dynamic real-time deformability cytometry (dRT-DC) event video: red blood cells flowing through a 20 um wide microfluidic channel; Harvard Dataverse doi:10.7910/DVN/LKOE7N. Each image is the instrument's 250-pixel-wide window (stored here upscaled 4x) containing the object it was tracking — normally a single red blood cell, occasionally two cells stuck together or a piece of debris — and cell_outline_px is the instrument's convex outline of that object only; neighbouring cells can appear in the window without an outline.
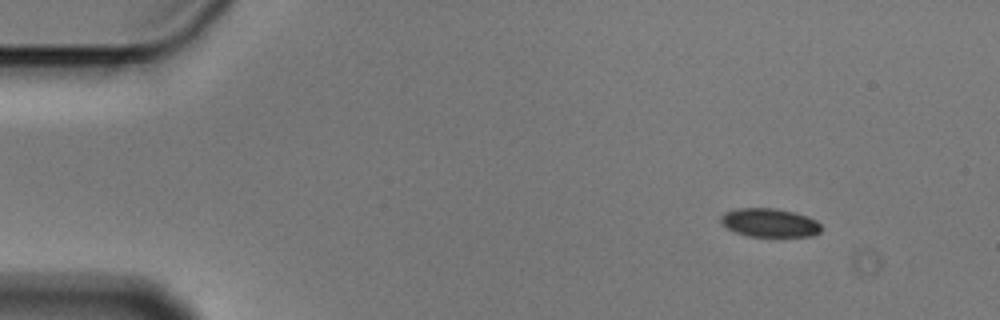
{"species": "Egyptian fruit bat (a non-hibernating species)", "species_latin": "Rousettus aegyptiacus", "temperature_condition": "cold", "stored_images_in_passage": 5, "segment_of_instrument_passage": [1, 2], "camera_frame_rate_fps": 3000, "um_per_image_px": 0.085, "animal": {"sex": "male"}, "frame": {"image": 1, "passage_image": 1, "time_ms": 0.0, "image_size_px": [1000, 320], "cell_outline_px": [[820, 232], [812, 236], [748, 236], [736, 232], [728, 228], [720, 220], [720, 216], [724, 212], [736, 208], [776, 208], [808, 216], [816, 220], [820, 224]], "centroid_in_image_um": [65.41, 18.92], "position_along_channel_um": 19.6, "area_um2": 16.65}}
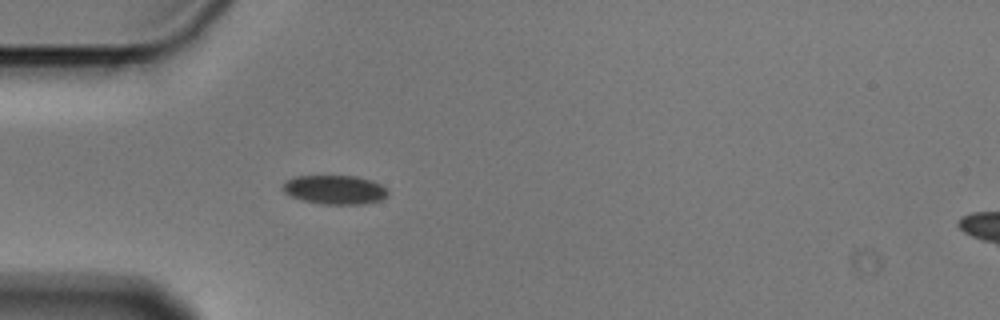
{"frame": {"image": 2, "passage_image": 4, "time_ms": 1.0, "image_size_px": [1000, 320], "cell_outline_px": [[388, 196], [380, 200], [364, 204], [320, 204], [300, 200], [284, 192], [280, 188], [284, 180], [296, 176], [356, 176], [372, 180], [388, 188]], "centroid_in_image_um": [28.44, 16.12], "position_along_channel_um": 56.6, "area_um2": 18.09}}